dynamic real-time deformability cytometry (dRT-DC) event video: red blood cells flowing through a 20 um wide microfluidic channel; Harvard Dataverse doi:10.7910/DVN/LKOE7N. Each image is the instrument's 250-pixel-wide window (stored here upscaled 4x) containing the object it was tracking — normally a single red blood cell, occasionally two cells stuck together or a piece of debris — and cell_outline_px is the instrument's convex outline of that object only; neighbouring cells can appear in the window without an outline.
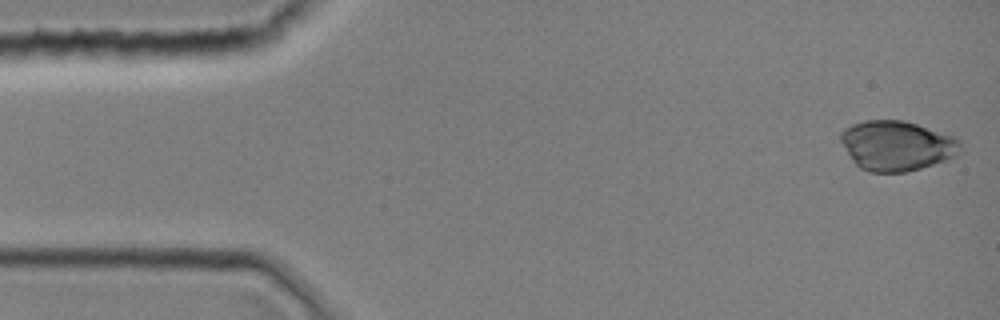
{"species": "common noctule bat (a hibernating species)", "species_latin": "Nyctalus noctula", "temperature_condition": "room temperature", "stored_images_in_passage": 38, "camera_frame_rate_fps": 3000, "um_per_image_px": 0.085, "animal": {"sex": "female", "body_mass_g": 19.0, "forearm_length_mm": 51.5}, "frame": {"image": 1, "passage_image": 1, "time_ms": 0.0, "image_size_px": [1000, 320], "cell_outline_px": [[960, 152], [956, 156], [920, 168], [904, 172], [868, 172], [860, 168], [856, 164], [840, 140], [840, 132], [844, 128], [852, 124], [864, 120], [904, 120], [952, 136], [960, 140]], "centroid_in_image_um": [76.2, 12.37], "position_along_channel_um": 8.8, "area_um2": 34.51}}
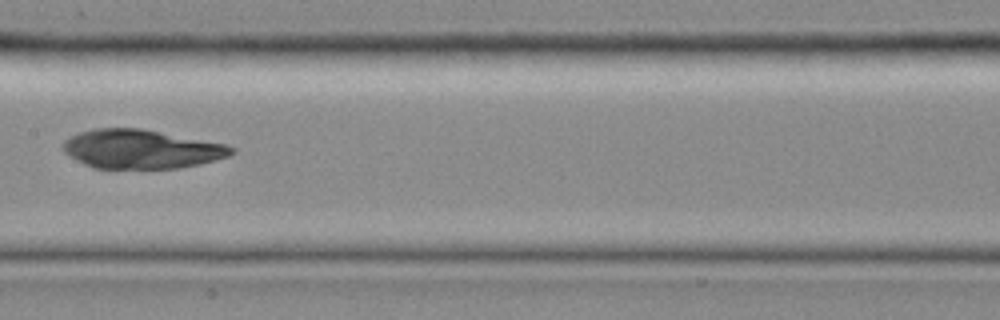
{"frame": {"image": 2, "passage_image": 19, "time_ms": 6.0, "image_size_px": [1000, 320], "cell_outline_px": [[236, 152], [228, 156], [200, 164], [180, 168], [92, 168], [68, 156], [64, 152], [60, 144], [64, 140], [80, 132], [92, 128], [140, 128], [228, 144], [236, 148]], "centroid_in_image_um": [12.0, 12.67], "position_along_channel_um": 195.4, "area_um2": 38.49}}
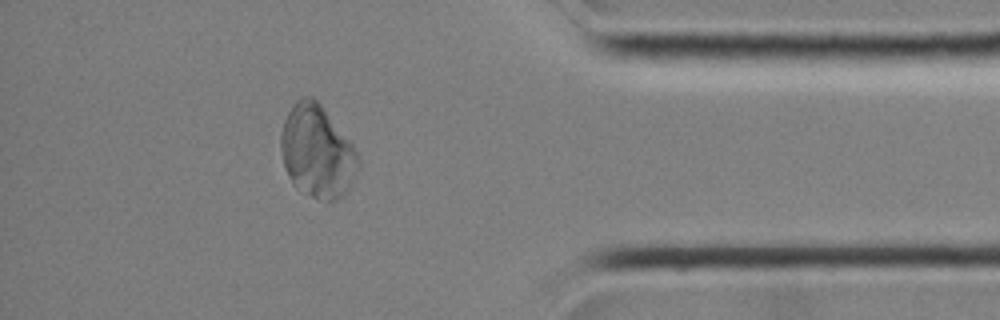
{"frame": {"image": 3, "passage_image": 33, "time_ms": 10.667, "image_size_px": [1000, 320], "cell_outline_px": [[360, 164], [344, 196], [332, 204], [320, 200], [296, 188], [292, 184], [284, 164], [280, 152], [280, 132], [284, 120], [292, 104], [296, 100], [304, 96], [312, 96], [320, 104], [352, 144], [360, 156]], "centroid_in_image_um": [26.94, 12.9], "position_along_channel_um": 408.3, "area_um2": 41.91}}